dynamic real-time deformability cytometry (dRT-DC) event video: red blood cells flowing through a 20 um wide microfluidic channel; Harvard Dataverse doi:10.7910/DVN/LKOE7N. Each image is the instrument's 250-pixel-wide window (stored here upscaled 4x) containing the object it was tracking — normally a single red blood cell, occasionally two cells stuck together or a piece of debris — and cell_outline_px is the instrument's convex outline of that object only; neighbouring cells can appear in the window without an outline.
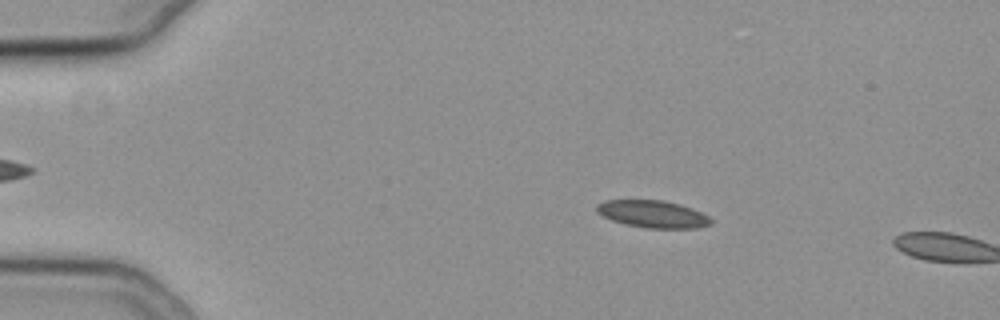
{"species": "common noctule bat (a hibernating species)", "species_latin": "Nyctalus noctula", "temperature_condition": "cold", "stored_images_in_passage": 13, "camera_frame_rate_fps": 3000, "um_per_image_px": 0.085, "animal": {"sex": "female", "body_mass_g": 19.3, "forearm_length_mm": 54.1}, "frame": {"image": 1, "passage_image": 11, "time_ms": 3.333, "image_size_px": [1000, 320], "cell_outline_px": [[712, 224], [696, 228], [648, 228], [624, 224], [612, 220], [596, 212], [596, 204], [604, 200], [664, 200], [680, 204], [692, 208], [708, 216], [712, 220]], "centroid_in_image_um": [55.48, 18.19], "position_along_channel_um": 29.5, "area_um2": 18.21}}